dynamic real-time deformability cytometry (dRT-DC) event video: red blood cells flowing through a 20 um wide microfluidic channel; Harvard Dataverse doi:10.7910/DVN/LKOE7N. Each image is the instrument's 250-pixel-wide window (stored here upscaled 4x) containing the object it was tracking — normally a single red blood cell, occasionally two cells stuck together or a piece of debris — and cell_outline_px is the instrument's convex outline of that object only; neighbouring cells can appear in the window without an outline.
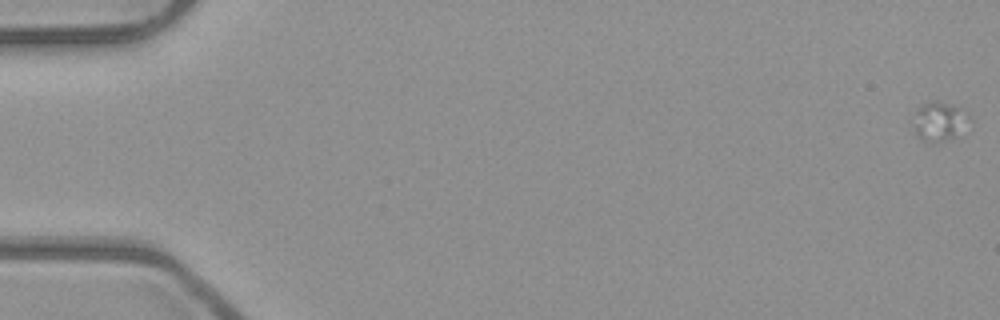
{"species": "common noctule bat (a hibernating species)", "species_latin": "Nyctalus noctula", "temperature_condition": "room temperature", "stored_images_in_passage": 3, "segment_of_instrument_passage": [1, 2], "camera_frame_rate_fps": 3000, "um_per_image_px": 0.085, "animal": {"sex": "male", "body_mass_g": 23.1, "forearm_length_mm": 52.7}, "frame": {"image": 1, "passage_image": 1, "time_ms": 0.0, "image_size_px": [1000, 320], "cell_outline_px": [[968, 112], [956, 136], [932, 144], [924, 140], [916, 132], [916, 108], [932, 100], [936, 100], [960, 108]], "centroid_in_image_um": [79.79, 10.29], "position_along_channel_um": 5.2, "area_um2": 11.79}}